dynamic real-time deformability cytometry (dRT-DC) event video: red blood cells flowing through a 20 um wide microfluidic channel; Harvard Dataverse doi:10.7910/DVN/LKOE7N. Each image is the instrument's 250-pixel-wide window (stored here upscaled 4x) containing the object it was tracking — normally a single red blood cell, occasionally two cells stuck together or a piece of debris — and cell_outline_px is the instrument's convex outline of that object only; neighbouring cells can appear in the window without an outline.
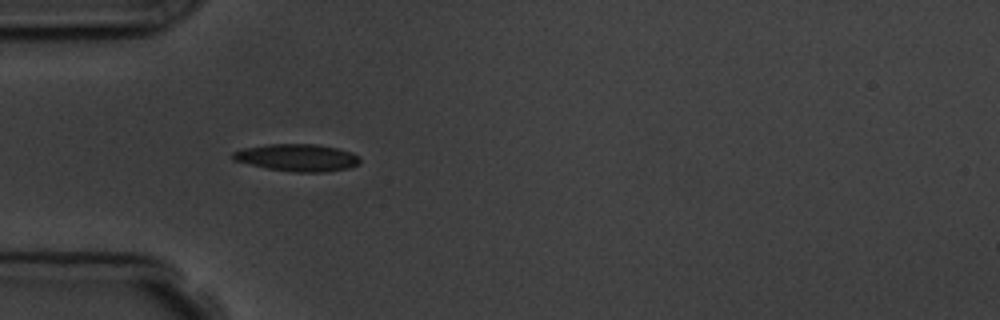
{"species": "common noctule bat (a hibernating species)", "species_latin": "Nyctalus noctula", "temperature_condition": "room temperature", "stored_images_in_passage": 4, "camera_frame_rate_fps": 3000, "um_per_image_px": 0.085, "animal": {"sex": "male", "body_mass_g": 19.5, "forearm_length_mm": 54.6}, "frame": {"image": 1, "passage_image": 3, "time_ms": 3.333, "image_size_px": [1000, 320], "cell_outline_px": [[360, 164], [348, 168], [324, 172], [296, 172], [268, 168], [232, 160], [232, 152], [244, 148], [268, 144], [316, 144], [336, 148], [352, 152], [360, 156]], "centroid_in_image_um": [25.29, 13.39], "position_along_channel_um": 59.7, "area_um2": 20.11}}